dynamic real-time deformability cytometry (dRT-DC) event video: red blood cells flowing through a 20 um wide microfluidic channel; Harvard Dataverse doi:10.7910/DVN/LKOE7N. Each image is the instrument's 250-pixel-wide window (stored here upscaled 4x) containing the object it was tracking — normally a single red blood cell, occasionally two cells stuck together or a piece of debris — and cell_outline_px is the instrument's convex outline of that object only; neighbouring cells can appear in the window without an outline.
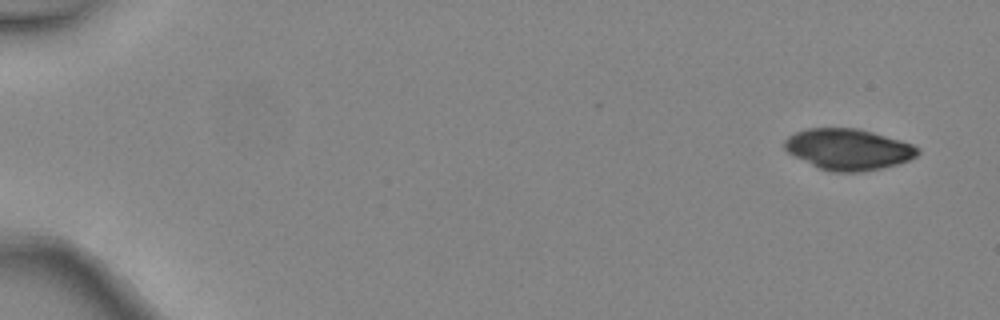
{"species": "common noctule bat (a hibernating species)", "species_latin": "Nyctalus noctula", "temperature_condition": "warm", "stored_images_in_passage": 6, "camera_frame_rate_fps": 3000, "um_per_image_px": 0.085, "animal": {"sex": "female", "body_mass_g": 24.6, "forearm_length_mm": 56.2}, "frame": {"image": 1, "passage_image": 1, "time_ms": 0.0, "image_size_px": [1000, 320], "cell_outline_px": [[920, 152], [916, 156], [908, 160], [896, 164], [880, 168], [860, 172], [832, 172], [820, 168], [788, 152], [784, 148], [784, 140], [788, 136], [796, 132], [808, 128], [856, 128], [872, 132], [900, 140], [912, 144], [920, 148]], "centroid_in_image_um": [72.11, 12.68], "position_along_channel_um": 12.9, "area_um2": 31.56}}